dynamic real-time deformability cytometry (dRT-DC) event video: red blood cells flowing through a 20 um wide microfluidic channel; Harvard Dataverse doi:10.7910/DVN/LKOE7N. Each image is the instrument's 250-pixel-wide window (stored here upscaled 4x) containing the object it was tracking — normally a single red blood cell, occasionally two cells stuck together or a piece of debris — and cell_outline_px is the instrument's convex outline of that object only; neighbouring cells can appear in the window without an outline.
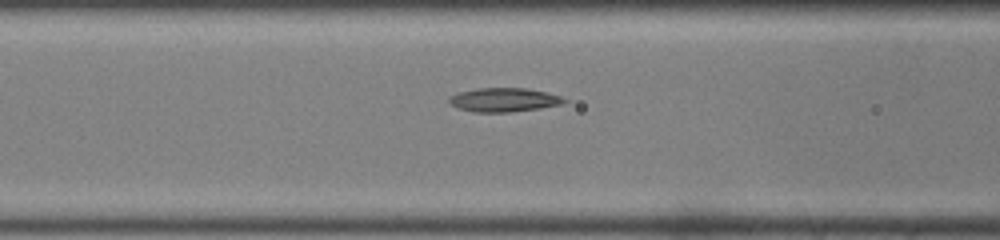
{"species": "common noctule bat (a hibernating species)", "species_latin": "Nyctalus noctula", "temperature_condition": "room temperature", "stored_images_in_passage": 29, "camera_frame_rate_fps": 3000, "um_per_image_px": 0.085, "animal": {"sex": "male", "body_mass_g": 19.0, "forearm_length_mm": 50.8}, "frame": {"image": 1, "passage_image": 13, "time_ms": 4.0, "image_size_px": [1000, 240], "cell_outline_px": [[568, 100], [560, 104], [540, 108], [508, 112], [472, 112], [448, 104], [448, 96], [460, 92], [480, 88], [528, 88], [548, 92], [560, 96]], "centroid_in_image_um": [42.81, 8.48], "position_along_channel_um": 123.8, "area_um2": 16.01}}
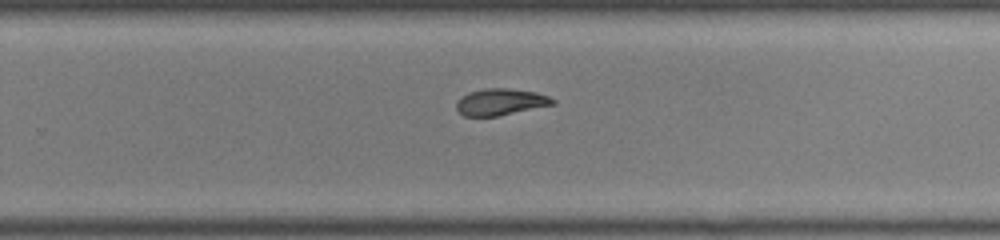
{"frame": {"image": 2, "passage_image": 25, "time_ms": 8.0, "image_size_px": [1000, 240], "cell_outline_px": [[556, 104], [496, 116], [464, 116], [456, 108], [456, 100], [460, 96], [468, 92], [484, 88], [508, 88], [536, 92], [548, 96], [556, 100]], "centroid_in_image_um": [42.53, 8.65], "position_along_channel_um": 287.3, "area_um2": 15.03}}